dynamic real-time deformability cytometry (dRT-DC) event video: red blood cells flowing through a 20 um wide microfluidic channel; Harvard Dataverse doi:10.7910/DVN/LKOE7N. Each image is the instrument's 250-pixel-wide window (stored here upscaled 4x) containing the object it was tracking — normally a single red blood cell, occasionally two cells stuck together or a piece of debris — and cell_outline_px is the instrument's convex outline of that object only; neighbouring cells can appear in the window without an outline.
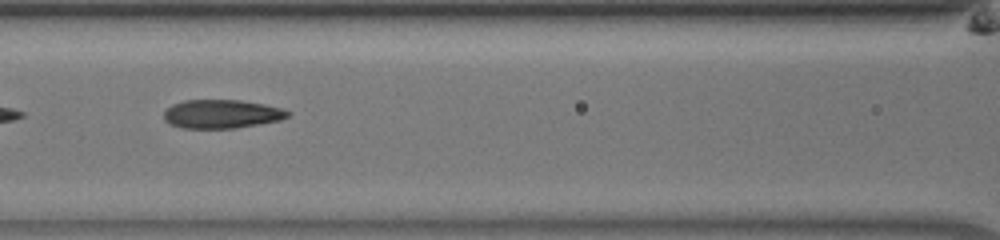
{"species": "common noctule bat (a hibernating species)", "species_latin": "Nyctalus noctula", "temperature_condition": "room temperature", "stored_images_in_passage": 38, "camera_frame_rate_fps": 3000, "um_per_image_px": 0.085, "animal": {"sex": "male", "body_mass_g": 13.0, "forearm_length_mm": 53.1}, "frame": {"image": 1, "passage_image": 25, "time_ms": 8.0, "image_size_px": [1000, 240], "cell_outline_px": [[292, 112], [288, 116], [280, 120], [236, 128], [184, 128], [168, 124], [164, 120], [164, 112], [172, 104], [184, 100], [240, 100], [264, 104], [284, 108]], "centroid_in_image_um": [18.85, 9.68], "position_along_channel_um": 147.8, "area_um2": 20.81}}